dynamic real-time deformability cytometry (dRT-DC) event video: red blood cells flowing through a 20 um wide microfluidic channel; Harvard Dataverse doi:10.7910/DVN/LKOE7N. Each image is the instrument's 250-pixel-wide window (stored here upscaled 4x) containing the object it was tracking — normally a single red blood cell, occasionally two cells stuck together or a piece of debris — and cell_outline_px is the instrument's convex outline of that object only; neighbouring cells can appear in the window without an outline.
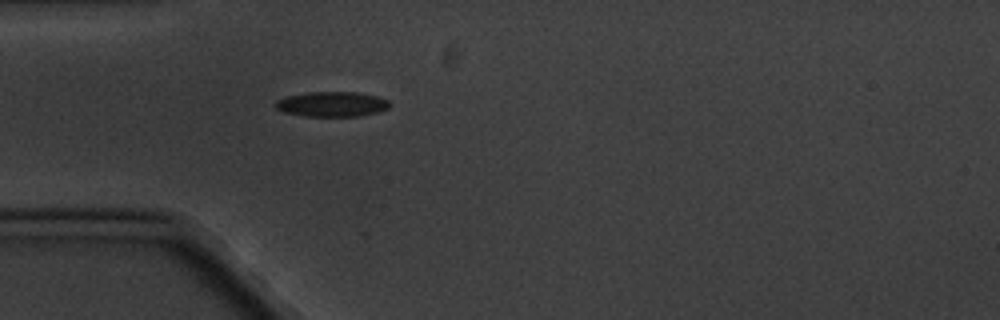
{"species": "common noctule bat (a hibernating species)", "species_latin": "Nyctalus noctula", "temperature_condition": "cold", "stored_images_in_passage": 1, "camera_frame_rate_fps": 3000, "um_per_image_px": 0.085, "animal": {"sex": "male", "body_mass_g": 20.1, "forearm_length_mm": 53.5}, "frame": {"image": 1, "passage_image": 1, "time_ms": 0.0, "image_size_px": [1000, 320], "cell_outline_px": [[388, 108], [376, 112], [356, 116], [304, 116], [284, 112], [276, 108], [272, 104], [276, 100], [284, 96], [308, 92], [356, 92], [376, 96], [388, 100]], "centroid_in_image_um": [28.12, 8.84], "position_along_channel_um": 56.9, "area_um2": 16.59}}